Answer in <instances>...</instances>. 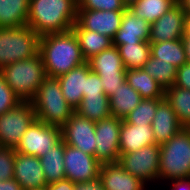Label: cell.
Segmentation results:
<instances>
[{"instance_id": "obj_1", "label": "cell", "mask_w": 190, "mask_h": 190, "mask_svg": "<svg viewBox=\"0 0 190 190\" xmlns=\"http://www.w3.org/2000/svg\"><path fill=\"white\" fill-rule=\"evenodd\" d=\"M39 52L48 77L58 78L86 62L72 29L40 36Z\"/></svg>"}, {"instance_id": "obj_30", "label": "cell", "mask_w": 190, "mask_h": 190, "mask_svg": "<svg viewBox=\"0 0 190 190\" xmlns=\"http://www.w3.org/2000/svg\"><path fill=\"white\" fill-rule=\"evenodd\" d=\"M118 50L126 70L143 68L151 56L149 41L119 45Z\"/></svg>"}, {"instance_id": "obj_18", "label": "cell", "mask_w": 190, "mask_h": 190, "mask_svg": "<svg viewBox=\"0 0 190 190\" xmlns=\"http://www.w3.org/2000/svg\"><path fill=\"white\" fill-rule=\"evenodd\" d=\"M99 179L105 190H146V183L125 171L118 162L102 164Z\"/></svg>"}, {"instance_id": "obj_6", "label": "cell", "mask_w": 190, "mask_h": 190, "mask_svg": "<svg viewBox=\"0 0 190 190\" xmlns=\"http://www.w3.org/2000/svg\"><path fill=\"white\" fill-rule=\"evenodd\" d=\"M40 36L28 25L0 27V70L16 61L25 60L39 52Z\"/></svg>"}, {"instance_id": "obj_35", "label": "cell", "mask_w": 190, "mask_h": 190, "mask_svg": "<svg viewBox=\"0 0 190 190\" xmlns=\"http://www.w3.org/2000/svg\"><path fill=\"white\" fill-rule=\"evenodd\" d=\"M15 157L14 148L0 147V181L13 178Z\"/></svg>"}, {"instance_id": "obj_47", "label": "cell", "mask_w": 190, "mask_h": 190, "mask_svg": "<svg viewBox=\"0 0 190 190\" xmlns=\"http://www.w3.org/2000/svg\"><path fill=\"white\" fill-rule=\"evenodd\" d=\"M186 33L190 34V16H186Z\"/></svg>"}, {"instance_id": "obj_48", "label": "cell", "mask_w": 190, "mask_h": 190, "mask_svg": "<svg viewBox=\"0 0 190 190\" xmlns=\"http://www.w3.org/2000/svg\"><path fill=\"white\" fill-rule=\"evenodd\" d=\"M186 129L190 132V125L186 127Z\"/></svg>"}, {"instance_id": "obj_36", "label": "cell", "mask_w": 190, "mask_h": 190, "mask_svg": "<svg viewBox=\"0 0 190 190\" xmlns=\"http://www.w3.org/2000/svg\"><path fill=\"white\" fill-rule=\"evenodd\" d=\"M21 102L0 73V115L15 108Z\"/></svg>"}, {"instance_id": "obj_39", "label": "cell", "mask_w": 190, "mask_h": 190, "mask_svg": "<svg viewBox=\"0 0 190 190\" xmlns=\"http://www.w3.org/2000/svg\"><path fill=\"white\" fill-rule=\"evenodd\" d=\"M174 86L190 90V63H185L177 69Z\"/></svg>"}, {"instance_id": "obj_26", "label": "cell", "mask_w": 190, "mask_h": 190, "mask_svg": "<svg viewBox=\"0 0 190 190\" xmlns=\"http://www.w3.org/2000/svg\"><path fill=\"white\" fill-rule=\"evenodd\" d=\"M29 0H0V27L27 25Z\"/></svg>"}, {"instance_id": "obj_11", "label": "cell", "mask_w": 190, "mask_h": 190, "mask_svg": "<svg viewBox=\"0 0 190 190\" xmlns=\"http://www.w3.org/2000/svg\"><path fill=\"white\" fill-rule=\"evenodd\" d=\"M102 164L95 156L65 144L64 167L66 179L74 183L92 181L99 178Z\"/></svg>"}, {"instance_id": "obj_10", "label": "cell", "mask_w": 190, "mask_h": 190, "mask_svg": "<svg viewBox=\"0 0 190 190\" xmlns=\"http://www.w3.org/2000/svg\"><path fill=\"white\" fill-rule=\"evenodd\" d=\"M122 119L110 116L95 123V158L101 163L118 162Z\"/></svg>"}, {"instance_id": "obj_28", "label": "cell", "mask_w": 190, "mask_h": 190, "mask_svg": "<svg viewBox=\"0 0 190 190\" xmlns=\"http://www.w3.org/2000/svg\"><path fill=\"white\" fill-rule=\"evenodd\" d=\"M75 113L96 123L112 116L107 95L84 96Z\"/></svg>"}, {"instance_id": "obj_14", "label": "cell", "mask_w": 190, "mask_h": 190, "mask_svg": "<svg viewBox=\"0 0 190 190\" xmlns=\"http://www.w3.org/2000/svg\"><path fill=\"white\" fill-rule=\"evenodd\" d=\"M124 11L77 9L76 23L85 30L95 31L113 39L121 26Z\"/></svg>"}, {"instance_id": "obj_19", "label": "cell", "mask_w": 190, "mask_h": 190, "mask_svg": "<svg viewBox=\"0 0 190 190\" xmlns=\"http://www.w3.org/2000/svg\"><path fill=\"white\" fill-rule=\"evenodd\" d=\"M151 144H156L151 125H134L122 119L119 139L120 154L133 153Z\"/></svg>"}, {"instance_id": "obj_23", "label": "cell", "mask_w": 190, "mask_h": 190, "mask_svg": "<svg viewBox=\"0 0 190 190\" xmlns=\"http://www.w3.org/2000/svg\"><path fill=\"white\" fill-rule=\"evenodd\" d=\"M127 83L143 99H163L165 90L142 68L126 70Z\"/></svg>"}, {"instance_id": "obj_15", "label": "cell", "mask_w": 190, "mask_h": 190, "mask_svg": "<svg viewBox=\"0 0 190 190\" xmlns=\"http://www.w3.org/2000/svg\"><path fill=\"white\" fill-rule=\"evenodd\" d=\"M13 178L24 190L44 189L47 185L40 159L19 152H16Z\"/></svg>"}, {"instance_id": "obj_29", "label": "cell", "mask_w": 190, "mask_h": 190, "mask_svg": "<svg viewBox=\"0 0 190 190\" xmlns=\"http://www.w3.org/2000/svg\"><path fill=\"white\" fill-rule=\"evenodd\" d=\"M176 4L177 0H138L128 9L139 18L152 24Z\"/></svg>"}, {"instance_id": "obj_13", "label": "cell", "mask_w": 190, "mask_h": 190, "mask_svg": "<svg viewBox=\"0 0 190 190\" xmlns=\"http://www.w3.org/2000/svg\"><path fill=\"white\" fill-rule=\"evenodd\" d=\"M186 32V14L177 3L150 24V43L182 39Z\"/></svg>"}, {"instance_id": "obj_33", "label": "cell", "mask_w": 190, "mask_h": 190, "mask_svg": "<svg viewBox=\"0 0 190 190\" xmlns=\"http://www.w3.org/2000/svg\"><path fill=\"white\" fill-rule=\"evenodd\" d=\"M162 99H142L139 105L123 120L134 125H151L158 103Z\"/></svg>"}, {"instance_id": "obj_17", "label": "cell", "mask_w": 190, "mask_h": 190, "mask_svg": "<svg viewBox=\"0 0 190 190\" xmlns=\"http://www.w3.org/2000/svg\"><path fill=\"white\" fill-rule=\"evenodd\" d=\"M151 127L158 145L167 142L184 128L165 97L158 103Z\"/></svg>"}, {"instance_id": "obj_7", "label": "cell", "mask_w": 190, "mask_h": 190, "mask_svg": "<svg viewBox=\"0 0 190 190\" xmlns=\"http://www.w3.org/2000/svg\"><path fill=\"white\" fill-rule=\"evenodd\" d=\"M160 145L151 144L140 148L139 150L120 154L118 163L125 171L139 178L146 184L150 182H159L160 171Z\"/></svg>"}, {"instance_id": "obj_25", "label": "cell", "mask_w": 190, "mask_h": 190, "mask_svg": "<svg viewBox=\"0 0 190 190\" xmlns=\"http://www.w3.org/2000/svg\"><path fill=\"white\" fill-rule=\"evenodd\" d=\"M64 150L65 142L61 139L51 150L39 158L47 184L66 179Z\"/></svg>"}, {"instance_id": "obj_16", "label": "cell", "mask_w": 190, "mask_h": 190, "mask_svg": "<svg viewBox=\"0 0 190 190\" xmlns=\"http://www.w3.org/2000/svg\"><path fill=\"white\" fill-rule=\"evenodd\" d=\"M149 38L150 24L126 8L122 16L121 26L112 39L113 46L138 44L143 41H149Z\"/></svg>"}, {"instance_id": "obj_20", "label": "cell", "mask_w": 190, "mask_h": 190, "mask_svg": "<svg viewBox=\"0 0 190 190\" xmlns=\"http://www.w3.org/2000/svg\"><path fill=\"white\" fill-rule=\"evenodd\" d=\"M87 62L58 77L62 94L67 103L74 109L80 104L85 91Z\"/></svg>"}, {"instance_id": "obj_34", "label": "cell", "mask_w": 190, "mask_h": 190, "mask_svg": "<svg viewBox=\"0 0 190 190\" xmlns=\"http://www.w3.org/2000/svg\"><path fill=\"white\" fill-rule=\"evenodd\" d=\"M77 9L124 11L126 6L121 0H77Z\"/></svg>"}, {"instance_id": "obj_42", "label": "cell", "mask_w": 190, "mask_h": 190, "mask_svg": "<svg viewBox=\"0 0 190 190\" xmlns=\"http://www.w3.org/2000/svg\"><path fill=\"white\" fill-rule=\"evenodd\" d=\"M0 190H24L20 184L14 179L0 181Z\"/></svg>"}, {"instance_id": "obj_3", "label": "cell", "mask_w": 190, "mask_h": 190, "mask_svg": "<svg viewBox=\"0 0 190 190\" xmlns=\"http://www.w3.org/2000/svg\"><path fill=\"white\" fill-rule=\"evenodd\" d=\"M0 73L5 83L22 102H30L47 77L40 52L3 67Z\"/></svg>"}, {"instance_id": "obj_44", "label": "cell", "mask_w": 190, "mask_h": 190, "mask_svg": "<svg viewBox=\"0 0 190 190\" xmlns=\"http://www.w3.org/2000/svg\"><path fill=\"white\" fill-rule=\"evenodd\" d=\"M182 41L185 48L187 63H190V34L185 32Z\"/></svg>"}, {"instance_id": "obj_32", "label": "cell", "mask_w": 190, "mask_h": 190, "mask_svg": "<svg viewBox=\"0 0 190 190\" xmlns=\"http://www.w3.org/2000/svg\"><path fill=\"white\" fill-rule=\"evenodd\" d=\"M142 69H144L149 76L154 78L164 90L175 84L178 68L168 62L165 63L160 59L150 56Z\"/></svg>"}, {"instance_id": "obj_38", "label": "cell", "mask_w": 190, "mask_h": 190, "mask_svg": "<svg viewBox=\"0 0 190 190\" xmlns=\"http://www.w3.org/2000/svg\"><path fill=\"white\" fill-rule=\"evenodd\" d=\"M104 93L110 98L114 92L126 81V76H99Z\"/></svg>"}, {"instance_id": "obj_24", "label": "cell", "mask_w": 190, "mask_h": 190, "mask_svg": "<svg viewBox=\"0 0 190 190\" xmlns=\"http://www.w3.org/2000/svg\"><path fill=\"white\" fill-rule=\"evenodd\" d=\"M142 99L141 95L125 81L109 98L112 116L124 119Z\"/></svg>"}, {"instance_id": "obj_22", "label": "cell", "mask_w": 190, "mask_h": 190, "mask_svg": "<svg viewBox=\"0 0 190 190\" xmlns=\"http://www.w3.org/2000/svg\"><path fill=\"white\" fill-rule=\"evenodd\" d=\"M72 31L78 39L82 55L86 62L93 56L113 45V40L107 35L82 29L77 23L74 24Z\"/></svg>"}, {"instance_id": "obj_8", "label": "cell", "mask_w": 190, "mask_h": 190, "mask_svg": "<svg viewBox=\"0 0 190 190\" xmlns=\"http://www.w3.org/2000/svg\"><path fill=\"white\" fill-rule=\"evenodd\" d=\"M36 120L31 102H21L0 115V147L16 148L27 128Z\"/></svg>"}, {"instance_id": "obj_4", "label": "cell", "mask_w": 190, "mask_h": 190, "mask_svg": "<svg viewBox=\"0 0 190 190\" xmlns=\"http://www.w3.org/2000/svg\"><path fill=\"white\" fill-rule=\"evenodd\" d=\"M36 119L46 124L62 127L75 112L64 99L57 78L46 77L30 101Z\"/></svg>"}, {"instance_id": "obj_21", "label": "cell", "mask_w": 190, "mask_h": 190, "mask_svg": "<svg viewBox=\"0 0 190 190\" xmlns=\"http://www.w3.org/2000/svg\"><path fill=\"white\" fill-rule=\"evenodd\" d=\"M87 62L91 71L99 76H126V69L116 46L112 45Z\"/></svg>"}, {"instance_id": "obj_46", "label": "cell", "mask_w": 190, "mask_h": 190, "mask_svg": "<svg viewBox=\"0 0 190 190\" xmlns=\"http://www.w3.org/2000/svg\"><path fill=\"white\" fill-rule=\"evenodd\" d=\"M122 3L128 8L131 4L137 2L138 0H121Z\"/></svg>"}, {"instance_id": "obj_37", "label": "cell", "mask_w": 190, "mask_h": 190, "mask_svg": "<svg viewBox=\"0 0 190 190\" xmlns=\"http://www.w3.org/2000/svg\"><path fill=\"white\" fill-rule=\"evenodd\" d=\"M98 95H106L104 93L102 82L97 73L91 71L90 66L87 62V78L85 91H83L84 96H98Z\"/></svg>"}, {"instance_id": "obj_27", "label": "cell", "mask_w": 190, "mask_h": 190, "mask_svg": "<svg viewBox=\"0 0 190 190\" xmlns=\"http://www.w3.org/2000/svg\"><path fill=\"white\" fill-rule=\"evenodd\" d=\"M151 56L180 68L187 63L182 39L150 43Z\"/></svg>"}, {"instance_id": "obj_2", "label": "cell", "mask_w": 190, "mask_h": 190, "mask_svg": "<svg viewBox=\"0 0 190 190\" xmlns=\"http://www.w3.org/2000/svg\"><path fill=\"white\" fill-rule=\"evenodd\" d=\"M77 19V0H29L27 25L39 36L71 30Z\"/></svg>"}, {"instance_id": "obj_5", "label": "cell", "mask_w": 190, "mask_h": 190, "mask_svg": "<svg viewBox=\"0 0 190 190\" xmlns=\"http://www.w3.org/2000/svg\"><path fill=\"white\" fill-rule=\"evenodd\" d=\"M159 182L190 178V132L183 128L160 145Z\"/></svg>"}, {"instance_id": "obj_40", "label": "cell", "mask_w": 190, "mask_h": 190, "mask_svg": "<svg viewBox=\"0 0 190 190\" xmlns=\"http://www.w3.org/2000/svg\"><path fill=\"white\" fill-rule=\"evenodd\" d=\"M44 190H75V183L71 180L64 179L47 184Z\"/></svg>"}, {"instance_id": "obj_31", "label": "cell", "mask_w": 190, "mask_h": 190, "mask_svg": "<svg viewBox=\"0 0 190 190\" xmlns=\"http://www.w3.org/2000/svg\"><path fill=\"white\" fill-rule=\"evenodd\" d=\"M165 99L170 103L184 128L190 125V90L172 86L165 90Z\"/></svg>"}, {"instance_id": "obj_12", "label": "cell", "mask_w": 190, "mask_h": 190, "mask_svg": "<svg viewBox=\"0 0 190 190\" xmlns=\"http://www.w3.org/2000/svg\"><path fill=\"white\" fill-rule=\"evenodd\" d=\"M61 137L66 145L80 149L82 152L95 156V123L77 113L61 127Z\"/></svg>"}, {"instance_id": "obj_41", "label": "cell", "mask_w": 190, "mask_h": 190, "mask_svg": "<svg viewBox=\"0 0 190 190\" xmlns=\"http://www.w3.org/2000/svg\"><path fill=\"white\" fill-rule=\"evenodd\" d=\"M75 190H105L102 181L98 178L92 181L75 183Z\"/></svg>"}, {"instance_id": "obj_45", "label": "cell", "mask_w": 190, "mask_h": 190, "mask_svg": "<svg viewBox=\"0 0 190 190\" xmlns=\"http://www.w3.org/2000/svg\"><path fill=\"white\" fill-rule=\"evenodd\" d=\"M186 16H190V0H177Z\"/></svg>"}, {"instance_id": "obj_43", "label": "cell", "mask_w": 190, "mask_h": 190, "mask_svg": "<svg viewBox=\"0 0 190 190\" xmlns=\"http://www.w3.org/2000/svg\"><path fill=\"white\" fill-rule=\"evenodd\" d=\"M171 190H190V178L173 180Z\"/></svg>"}, {"instance_id": "obj_9", "label": "cell", "mask_w": 190, "mask_h": 190, "mask_svg": "<svg viewBox=\"0 0 190 190\" xmlns=\"http://www.w3.org/2000/svg\"><path fill=\"white\" fill-rule=\"evenodd\" d=\"M61 139V127L46 124L36 119L22 135L15 151L40 158Z\"/></svg>"}]
</instances>
